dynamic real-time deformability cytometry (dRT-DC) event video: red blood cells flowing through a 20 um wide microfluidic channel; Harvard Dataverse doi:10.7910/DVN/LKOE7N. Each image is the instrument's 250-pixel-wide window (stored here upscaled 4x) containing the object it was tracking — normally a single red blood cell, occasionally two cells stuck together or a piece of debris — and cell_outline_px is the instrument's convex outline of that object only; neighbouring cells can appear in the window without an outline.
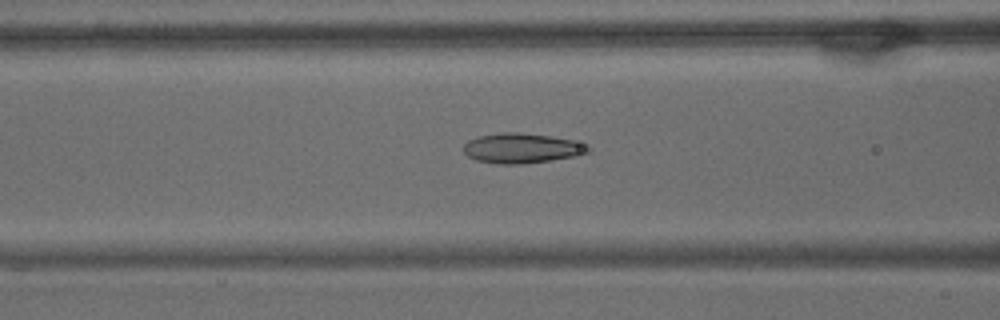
{"species": "common noctule bat (a hibernating species)", "species_latin": "Nyctalus noctula", "temperature_condition": "warm", "stored_images_in_passage": 57, "camera_frame_rate_fps": 3000, "um_per_image_px": 0.085, "animal": {"sex": "male", "body_mass_g": 15.6}, "frame": {"image": 1, "passage_image": 22, "time_ms": 7.0, "image_size_px": [1000, 320], "cell_outline_px": [[592, 152], [576, 156], [524, 164], [496, 164], [476, 160], [468, 156], [464, 152], [464, 144], [468, 140], [476, 136], [500, 132], [516, 132], [552, 136], [572, 140], [592, 148]], "centroid_in_image_um": [44.34, 12.6], "position_along_channel_um": 122.3, "area_um2": 21.91}}
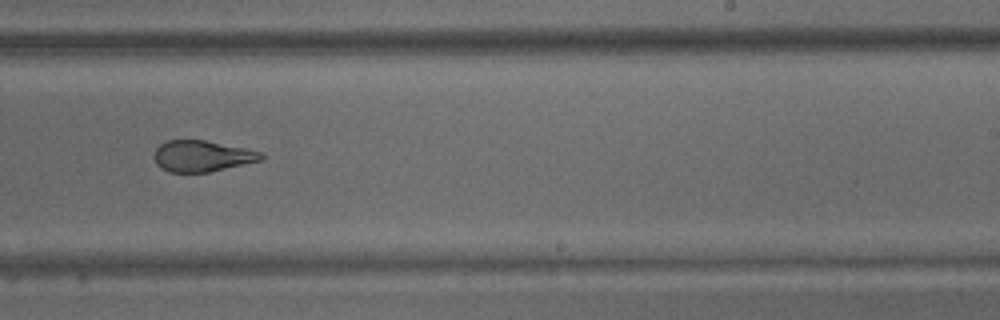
{"frame": {"image": 2, "passage_image": 35, "time_ms": 11.333, "image_size_px": [1000, 320], "cell_outline_px": [[264, 160], [208, 172], [168, 172], [160, 168], [156, 164], [156, 148], [160, 144], [168, 140], [204, 140], [244, 148], [260, 152], [264, 156]], "centroid_in_image_um": [17.18, 13.27], "position_along_channel_um": 271.8, "area_um2": 19.25}}
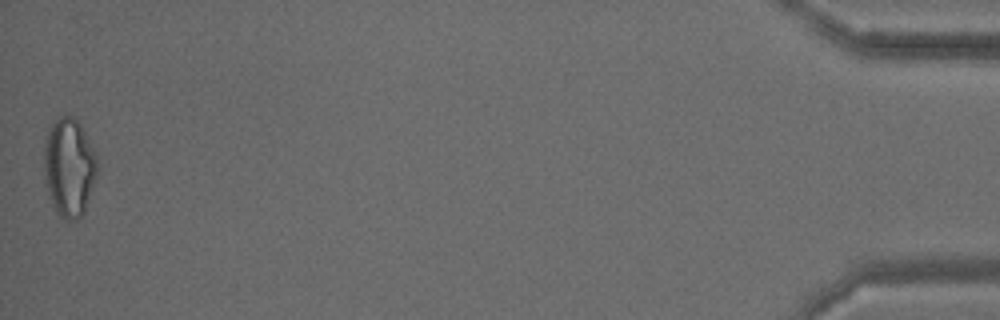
{"frame": {"image": 3, "passage_image": 57, "time_ms": 18.667, "image_size_px": [1000, 320], "cell_outline_px": [[96, 176], [84, 212], [80, 216], [72, 220], [68, 220], [60, 216], [56, 212], [52, 204], [44, 180], [44, 144], [48, 128], [60, 116], [68, 112], [84, 128], [96, 152]], "centroid_in_image_um": [5.86, 14.16], "position_along_channel_um": 429.3, "area_um2": 30.75}, "authors_computed_cell_mechanics": {"area_um2": 23.2934, "velocity_mm_per_s": 3.4559, "shape_relaxation_time_tau1_ms": null, "shape_relaxation_time_tau2_ms": 2.1527, "deformation_change_tau1": null, "deformation_change_tau2": 0.0976}}